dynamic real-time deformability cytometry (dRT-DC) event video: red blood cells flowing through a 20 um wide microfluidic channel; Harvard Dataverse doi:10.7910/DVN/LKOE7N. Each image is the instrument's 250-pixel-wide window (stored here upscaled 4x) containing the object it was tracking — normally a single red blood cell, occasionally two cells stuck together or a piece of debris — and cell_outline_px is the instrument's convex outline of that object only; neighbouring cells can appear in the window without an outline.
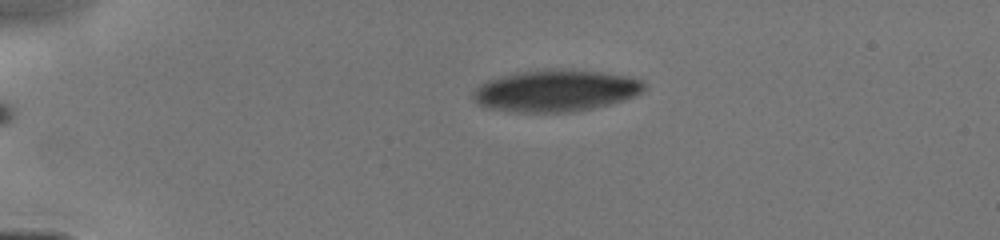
{"species": "human", "species_latin": "Homo sapiens", "temperature_condition": "cold", "stored_images_in_passage": 14, "camera_frame_rate_fps": 3000, "um_per_image_px": 0.085, "donor": {"sex": "male"}, "frame": {"image": 1, "passage_image": 2, "time_ms": 0.333, "image_size_px": [1000, 240], "cell_outline_px": [[644, 88], [640, 92], [624, 100], [592, 108], [572, 112], [516, 112], [488, 108], [476, 104], [472, 96], [472, 92], [480, 84], [488, 80], [504, 76], [524, 72], [600, 72], [624, 76], [644, 80]], "centroid_in_image_um": [47.19, 7.77], "position_along_channel_um": 37.8, "area_um2": 40.11}}
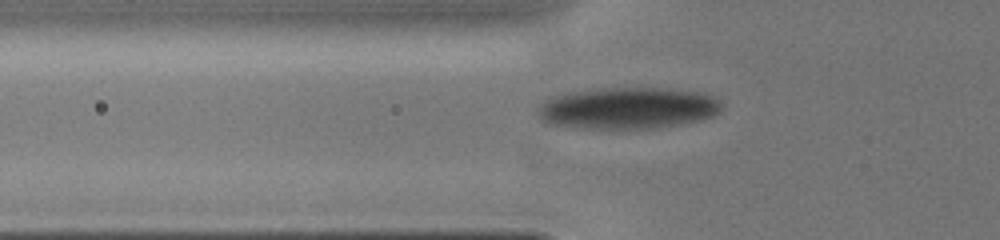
{"frame": {"image": 2, "passage_image": 11, "time_ms": 2.333, "image_size_px": [1000, 240], "cell_outline_px": [[720, 108], [712, 116], [700, 120], [680, 124], [656, 128], [584, 128], [548, 124], [540, 120], [536, 116], [536, 112], [540, 104], [548, 96], [572, 92], [600, 88], [656, 88], [700, 92], [712, 96], [720, 104]], "centroid_in_image_um": [53.25, 9.19], "position_along_channel_um": 72.5, "area_um2": 44.45}}
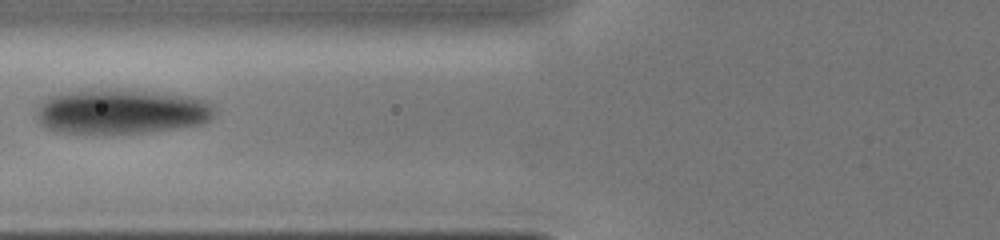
{"frame": {"image": 3, "passage_image": 13, "time_ms": 3.333, "image_size_px": [1000, 240], "cell_outline_px": [[216, 112], [208, 120], [200, 124], [176, 128], [140, 132], [56, 132], [40, 124], [36, 116], [40, 104], [48, 96], [60, 92], [100, 88], [116, 88], [192, 96], [208, 100], [216, 108]], "centroid_in_image_um": [10.32, 9.44], "position_along_channel_um": 115.5, "area_um2": 46.64}}